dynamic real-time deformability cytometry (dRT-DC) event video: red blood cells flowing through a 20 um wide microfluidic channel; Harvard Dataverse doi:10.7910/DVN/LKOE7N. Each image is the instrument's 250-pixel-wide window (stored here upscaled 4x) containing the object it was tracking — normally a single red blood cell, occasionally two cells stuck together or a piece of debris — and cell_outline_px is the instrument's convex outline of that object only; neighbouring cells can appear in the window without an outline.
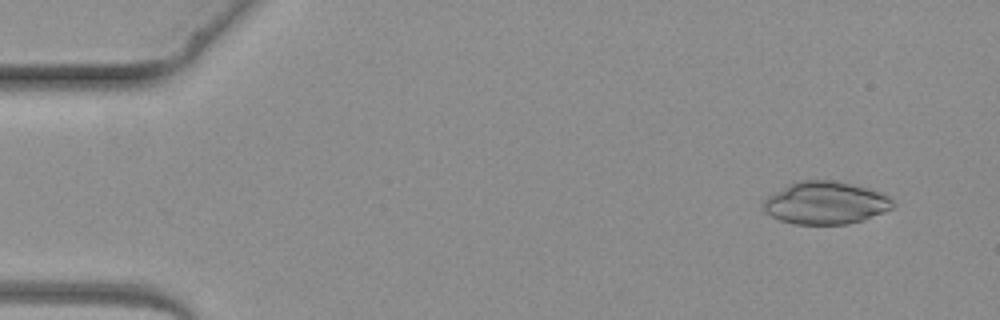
{"species": "common noctule bat (a hibernating species)", "species_latin": "Nyctalus noctula", "temperature_condition": "warm", "stored_images_in_passage": 3, "camera_frame_rate_fps": 3000, "um_per_image_px": 0.085, "animal": {"sex": "female", "body_mass_g": 19.3, "forearm_length_mm": 54.1}, "frame": {"image": 1, "passage_image": 1, "time_ms": 0.0, "image_size_px": [1000, 320], "cell_outline_px": [[896, 204], [892, 208], [884, 212], [864, 220], [848, 224], [792, 224], [780, 220], [764, 212], [764, 200], [772, 192], [788, 184], [800, 180], [832, 180], [868, 188], [880, 192], [888, 196]], "centroid_in_image_um": [70.16, 17.25], "position_along_channel_um": 14.8, "area_um2": 32.25}}